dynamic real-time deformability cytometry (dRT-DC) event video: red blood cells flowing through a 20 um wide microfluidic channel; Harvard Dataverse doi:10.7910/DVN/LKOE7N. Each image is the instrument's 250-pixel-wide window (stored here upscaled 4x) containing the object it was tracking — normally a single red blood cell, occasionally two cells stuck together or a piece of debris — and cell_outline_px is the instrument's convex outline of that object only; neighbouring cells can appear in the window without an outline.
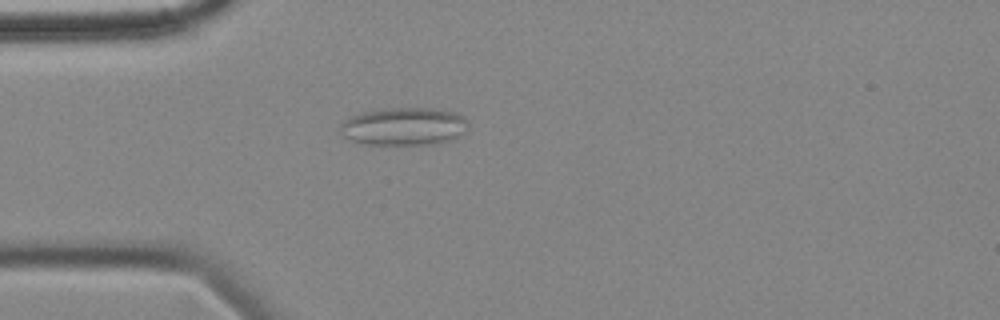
{"species": "common noctule bat (a hibernating species)", "species_latin": "Nyctalus noctula", "temperature_condition": "cold", "stored_images_in_passage": 3, "camera_frame_rate_fps": 3000, "um_per_image_px": 0.085, "animal": {"sex": "female", "body_mass_g": 18.4}, "frame": {"image": 1, "passage_image": 3, "time_ms": 2.333, "image_size_px": [1000, 320], "cell_outline_px": [[468, 124], [464, 136], [452, 140], [432, 144], [368, 144], [352, 140], [340, 136], [340, 124], [344, 120], [360, 112], [380, 108], [432, 108], [456, 112], [464, 116], [468, 120]], "centroid_in_image_um": [34.36, 10.73], "position_along_channel_um": 50.6, "area_um2": 28.73}}